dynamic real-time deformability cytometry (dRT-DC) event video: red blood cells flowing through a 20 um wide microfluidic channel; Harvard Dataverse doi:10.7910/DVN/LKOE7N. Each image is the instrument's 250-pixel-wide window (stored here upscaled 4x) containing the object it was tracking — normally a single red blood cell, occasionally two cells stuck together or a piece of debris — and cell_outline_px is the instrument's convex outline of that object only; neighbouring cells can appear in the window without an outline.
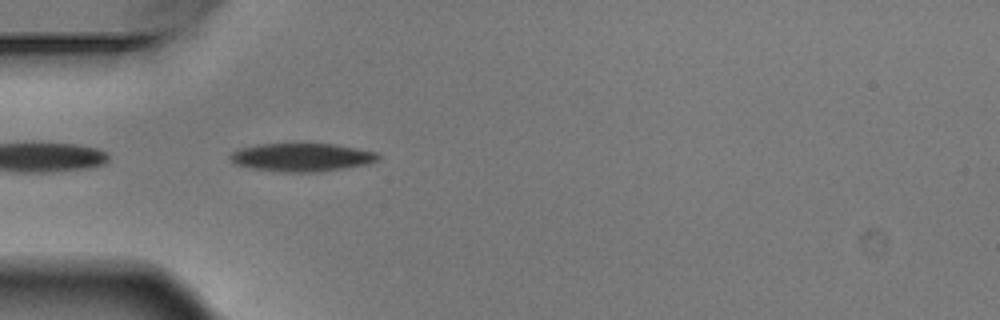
{"species": "Egyptian fruit bat (a non-hibernating species)", "species_latin": "Rousettus aegyptiacus", "temperature_condition": "warm", "stored_images_in_passage": 5, "camera_frame_rate_fps": 3000, "um_per_image_px": 0.085, "animal": {"sex": "male"}, "frame": {"image": 1, "passage_image": 5, "time_ms": 1.333, "image_size_px": [1000, 320], "cell_outline_px": [[380, 160], [368, 164], [320, 172], [284, 172], [252, 168], [236, 164], [228, 156], [232, 152], [240, 148], [260, 144], [332, 144], [356, 148], [376, 152], [380, 156]], "centroid_in_image_um": [25.68, 13.37], "position_along_channel_um": 59.3, "area_um2": 24.22}}